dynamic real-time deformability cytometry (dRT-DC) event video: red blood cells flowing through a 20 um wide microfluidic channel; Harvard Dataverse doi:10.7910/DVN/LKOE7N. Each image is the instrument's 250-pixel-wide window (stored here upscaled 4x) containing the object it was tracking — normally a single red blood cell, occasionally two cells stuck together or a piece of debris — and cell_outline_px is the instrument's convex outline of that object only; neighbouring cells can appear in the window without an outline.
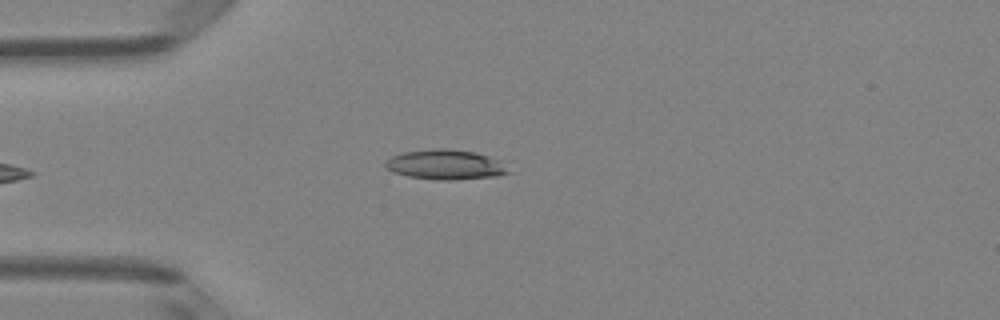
{"species": "Egyptian fruit bat (a non-hibernating species)", "species_latin": "Rousettus aegyptiacus", "temperature_condition": "room temperature", "stored_images_in_passage": 5, "camera_frame_rate_fps": 3000, "um_per_image_px": 0.085, "animal": {"sex": "female"}, "frame": {"image": 1, "passage_image": 5, "time_ms": 5.333, "image_size_px": [1000, 320], "cell_outline_px": [[512, 172], [496, 176], [452, 180], [432, 180], [408, 176], [392, 172], [384, 168], [384, 164], [392, 156], [404, 152], [432, 148], [444, 148], [476, 152], [500, 160]], "centroid_in_image_um": [37.86, 14.0], "position_along_channel_um": 47.1, "area_um2": 21.62}}